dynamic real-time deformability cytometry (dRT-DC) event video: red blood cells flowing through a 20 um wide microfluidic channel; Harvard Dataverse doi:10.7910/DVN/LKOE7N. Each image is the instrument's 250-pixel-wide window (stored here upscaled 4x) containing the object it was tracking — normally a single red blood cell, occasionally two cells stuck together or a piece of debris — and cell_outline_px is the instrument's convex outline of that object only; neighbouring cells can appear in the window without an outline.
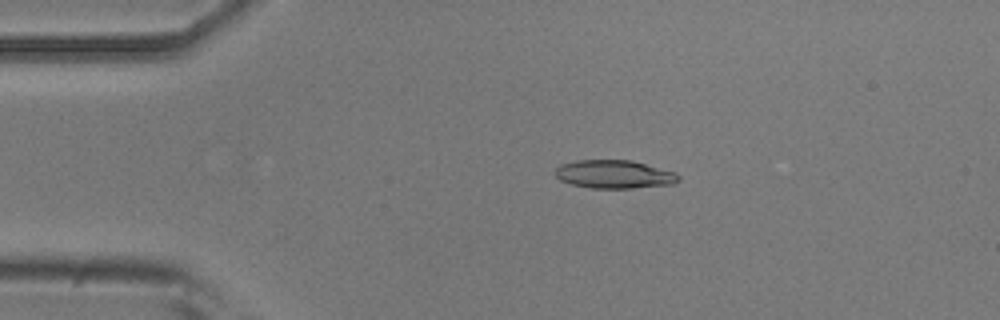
{"species": "common noctule bat (a hibernating species)", "species_latin": "Nyctalus noctula", "temperature_condition": "room temperature", "stored_images_in_passage": 50, "camera_frame_rate_fps": 3000, "um_per_image_px": 0.085, "animal": {"sex": "male", "body_mass_g": 20.5, "forearm_length_mm": 52.5}, "frame": {"image": 1, "passage_image": 9, "time_ms": 2.667, "image_size_px": [1000, 320], "cell_outline_px": [[680, 180], [672, 184], [632, 188], [592, 188], [572, 184], [560, 180], [556, 176], [556, 168], [560, 164], [576, 160], [632, 160], [676, 172], [680, 176]], "centroid_in_image_um": [52.23, 14.81], "position_along_channel_um": 32.8, "area_um2": 20.35}}
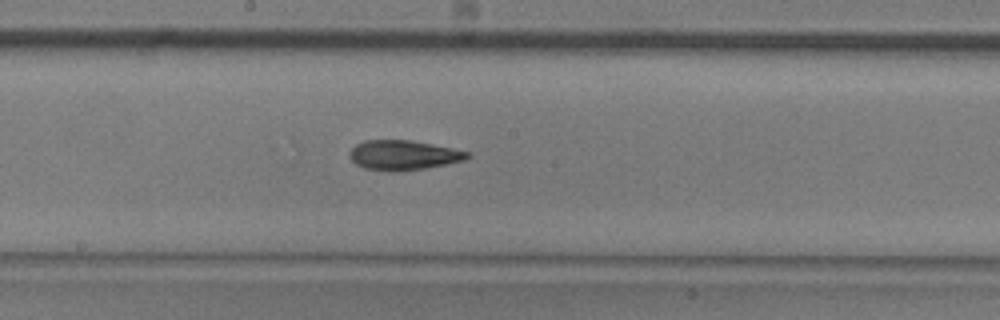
{"frame": {"image": 2, "passage_image": 26, "time_ms": 8.333, "image_size_px": [1000, 320], "cell_outline_px": [[472, 156], [464, 160], [424, 168], [396, 172], [364, 168], [356, 164], [352, 160], [352, 148], [356, 144], [364, 140], [412, 140], [452, 148], [468, 152]], "centroid_in_image_um": [34.3, 13.18], "position_along_channel_um": 213.9, "area_um2": 20.11}}
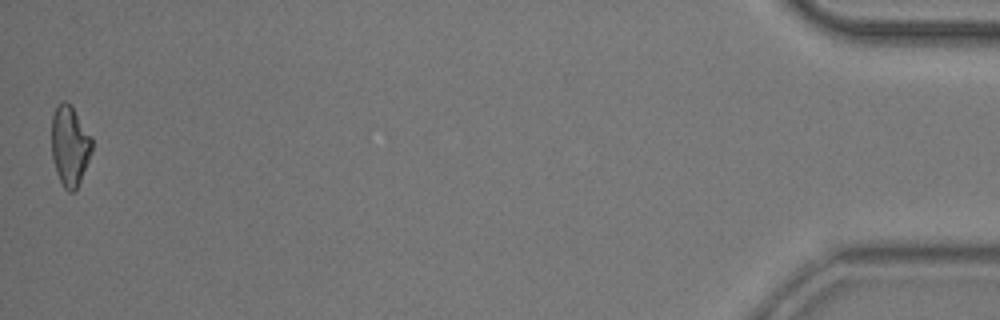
{"frame": {"image": 3, "passage_image": 50, "time_ms": 16.333, "image_size_px": [1000, 320], "cell_outline_px": [[92, 148], [88, 160], [76, 192], [68, 192], [64, 188], [56, 172], [52, 156], [52, 116], [56, 108], [64, 100], [72, 104], [92, 136]], "centroid_in_image_um": [5.94, 12.38], "position_along_channel_um": 429.3, "area_um2": 18.96}, "authors_computed_cell_mechanics": {"area_um2": 19.8543, "velocity_mm_per_s": 3.9038, "shape_relaxation_time_tau1_ms": 7.3664, "shape_relaxation_time_tau2_ms": 2.2205, "deformation_change_tau1": 0.1768, "deformation_change_tau2": 0.0966}}